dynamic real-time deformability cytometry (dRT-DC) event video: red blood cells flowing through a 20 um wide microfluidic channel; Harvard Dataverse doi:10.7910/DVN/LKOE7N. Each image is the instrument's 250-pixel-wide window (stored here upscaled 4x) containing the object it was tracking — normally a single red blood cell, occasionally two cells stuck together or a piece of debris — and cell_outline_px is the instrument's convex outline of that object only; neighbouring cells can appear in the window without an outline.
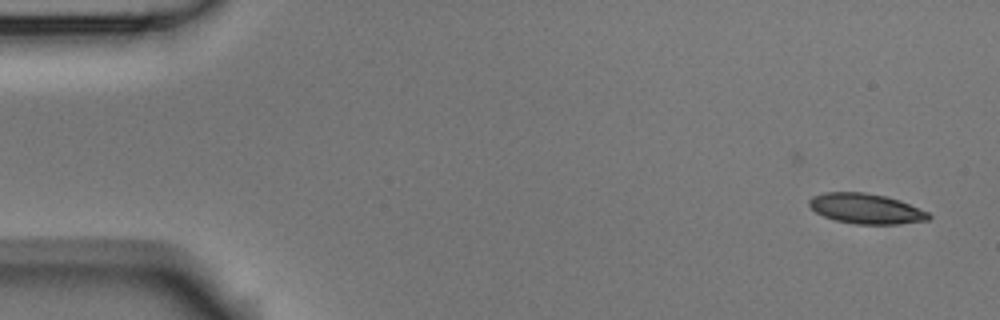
{"species": "Egyptian fruit bat (a non-hibernating species)", "species_latin": "Rousettus aegyptiacus", "temperature_condition": "room temperature", "stored_images_in_passage": 8, "camera_frame_rate_fps": 3000, "um_per_image_px": 0.085, "animal": {"sex": "male"}, "frame": {"image": 1, "passage_image": 2, "time_ms": 0.333, "image_size_px": [1000, 320], "cell_outline_px": [[932, 216], [928, 220], [900, 224], [856, 224], [836, 220], [824, 216], [816, 212], [808, 204], [808, 200], [812, 196], [824, 192], [864, 192], [888, 196], [900, 200], [928, 212]], "centroid_in_image_um": [73.62, 17.73], "position_along_channel_um": 11.4, "area_um2": 21.1}}
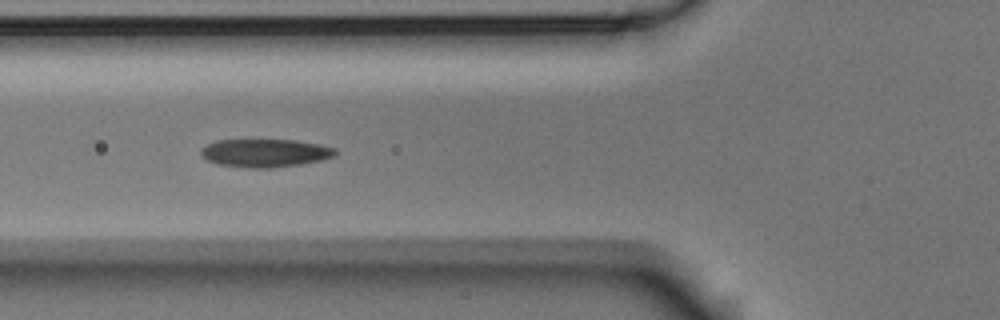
{"frame": {"image": 2, "passage_image": 7, "time_ms": 2.0, "image_size_px": [1000, 320], "cell_outline_px": [[336, 152], [332, 156], [320, 160], [300, 164], [272, 168], [248, 168], [220, 164], [208, 160], [200, 156], [200, 152], [208, 144], [216, 140], [296, 140], [320, 144], [336, 148]], "centroid_in_image_um": [22.53, 13.0], "position_along_channel_um": 103.3, "area_um2": 21.85}}
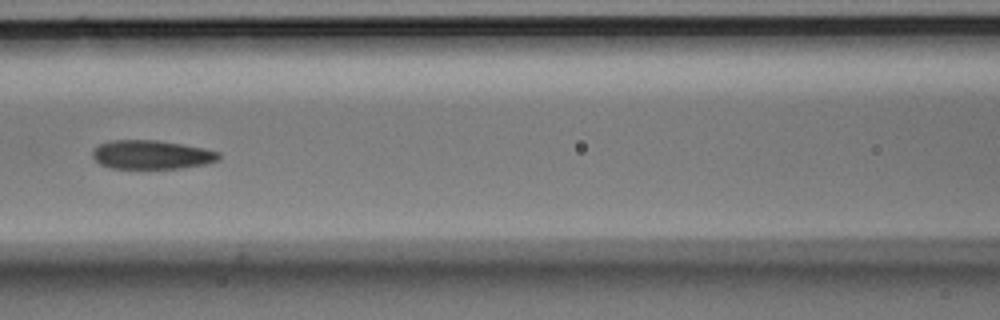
{"frame": {"image": 3, "passage_image": 8, "time_ms": 2.333, "image_size_px": [1000, 320], "cell_outline_px": [[220, 160], [204, 164], [180, 168], [112, 168], [100, 164], [92, 156], [92, 152], [100, 144], [108, 140], [156, 140], [204, 148], [220, 152]], "centroid_in_image_um": [12.89, 13.14], "position_along_channel_um": 153.7, "area_um2": 21.1}}